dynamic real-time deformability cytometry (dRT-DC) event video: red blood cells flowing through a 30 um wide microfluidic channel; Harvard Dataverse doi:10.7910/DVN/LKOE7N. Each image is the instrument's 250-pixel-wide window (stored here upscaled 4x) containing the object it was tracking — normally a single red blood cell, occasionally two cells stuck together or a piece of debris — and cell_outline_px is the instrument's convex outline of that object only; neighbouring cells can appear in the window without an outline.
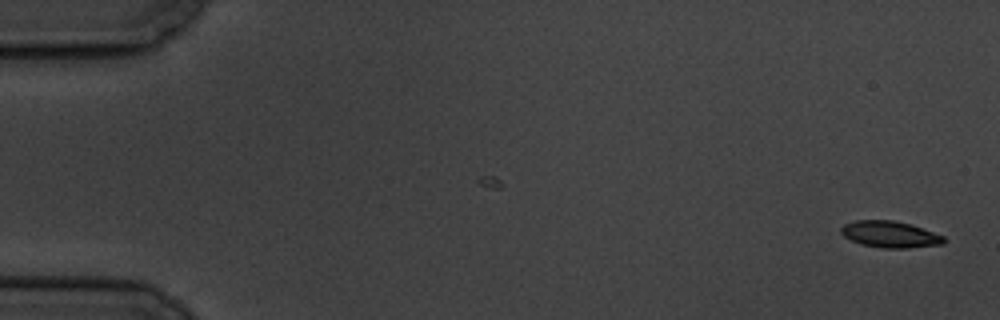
{"species": "common noctule bat (a hibernating species)", "species_latin": "Nyctalus noctula", "temperature_condition": "cold", "stored_images_in_passage": 7, "camera_frame_rate_fps": 3000, "um_per_image_px": 0.085, "animal": {"sex": "male", "body_mass_g": 19.5, "forearm_length_mm": 54.6}, "frame": {"image": 1, "passage_image": 1, "time_ms": 0.0, "image_size_px": [1000, 320], "cell_outline_px": [[944, 244], [908, 248], [884, 248], [860, 244], [844, 236], [840, 232], [840, 228], [844, 224], [856, 220], [892, 220], [912, 224], [944, 236]], "centroid_in_image_um": [75.65, 19.91], "position_along_channel_um": 9.4, "area_um2": 15.9}}
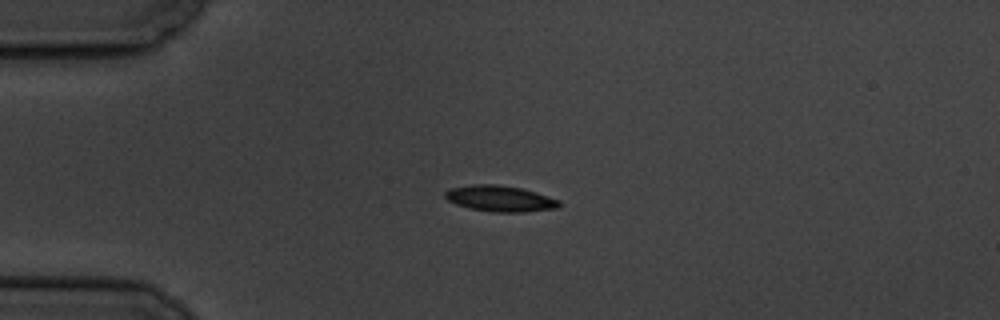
{"frame": {"image": 2, "passage_image": 5, "time_ms": 4.333, "image_size_px": [1000, 320], "cell_outline_px": [[560, 208], [524, 212], [496, 212], [472, 208], [456, 204], [448, 200], [444, 196], [444, 192], [448, 188], [472, 184], [496, 184], [520, 188], [536, 192], [560, 200]], "centroid_in_image_um": [42.51, 16.87], "position_along_channel_um": 42.5, "area_um2": 17.28}}
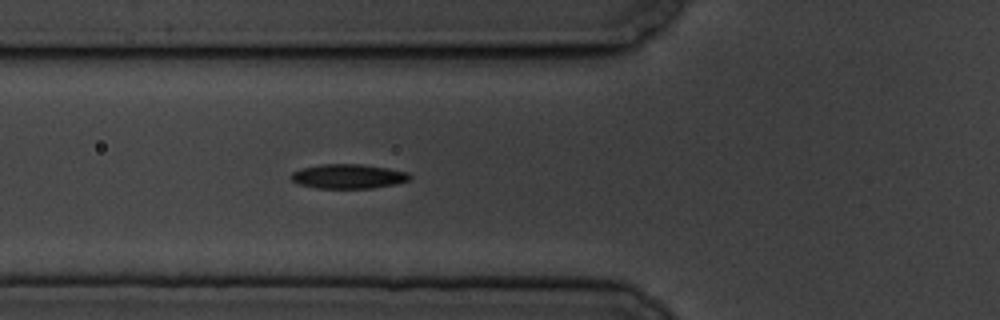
{"frame": {"image": 3, "passage_image": 7, "time_ms": 6.667, "image_size_px": [1000, 320], "cell_outline_px": [[412, 176], [408, 180], [396, 184], [372, 188], [316, 188], [296, 184], [288, 176], [292, 172], [300, 168], [320, 164], [364, 164], [388, 168], [408, 172]], "centroid_in_image_um": [29.56, 14.98], "position_along_channel_um": 96.2, "area_um2": 17.17}}